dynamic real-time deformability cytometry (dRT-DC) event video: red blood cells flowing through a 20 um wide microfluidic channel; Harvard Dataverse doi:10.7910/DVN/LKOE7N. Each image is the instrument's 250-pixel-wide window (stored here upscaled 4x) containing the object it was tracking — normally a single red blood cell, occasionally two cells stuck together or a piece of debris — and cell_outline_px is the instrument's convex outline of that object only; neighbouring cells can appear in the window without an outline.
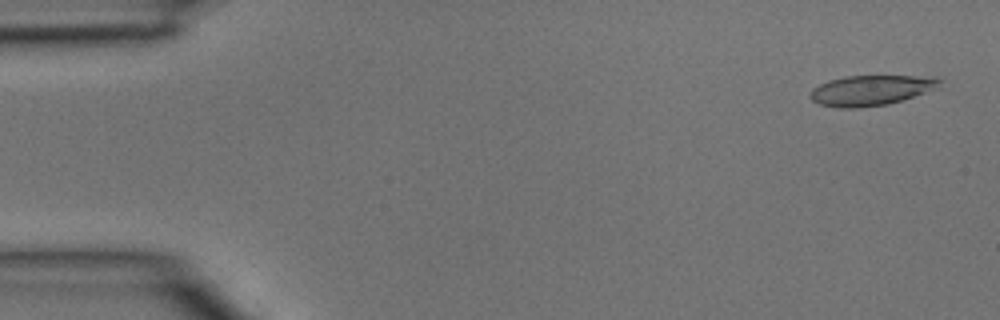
{"species": "common noctule bat (a hibernating species)", "species_latin": "Nyctalus noctula", "temperature_condition": "room temperature", "stored_images_in_passage": 3, "camera_frame_rate_fps": 3000, "um_per_image_px": 0.085, "animal": {"sex": "male", "body_mass_g": 15.6}, "frame": {"image": 1, "passage_image": 1, "time_ms": 0.0, "image_size_px": [1000, 320], "cell_outline_px": [[940, 88], [904, 100], [888, 104], [852, 108], [836, 108], [820, 104], [812, 100], [808, 96], [812, 88], [828, 80], [844, 76], [936, 76], [940, 80]], "centroid_in_image_um": [74.05, 7.67], "position_along_channel_um": 10.9, "area_um2": 23.12}}
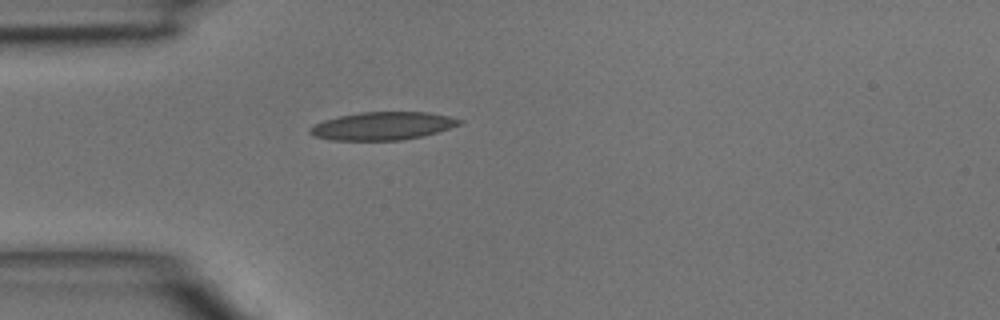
{"frame": {"image": 2, "passage_image": 3, "time_ms": 0.667, "image_size_px": [1000, 320], "cell_outline_px": [[464, 124], [436, 132], [420, 136], [400, 140], [328, 140], [312, 136], [308, 132], [308, 128], [324, 120], [340, 116], [360, 112], [428, 112], [448, 116], [464, 120]], "centroid_in_image_um": [32.51, 10.7], "position_along_channel_um": 52.5, "area_um2": 24.39}}